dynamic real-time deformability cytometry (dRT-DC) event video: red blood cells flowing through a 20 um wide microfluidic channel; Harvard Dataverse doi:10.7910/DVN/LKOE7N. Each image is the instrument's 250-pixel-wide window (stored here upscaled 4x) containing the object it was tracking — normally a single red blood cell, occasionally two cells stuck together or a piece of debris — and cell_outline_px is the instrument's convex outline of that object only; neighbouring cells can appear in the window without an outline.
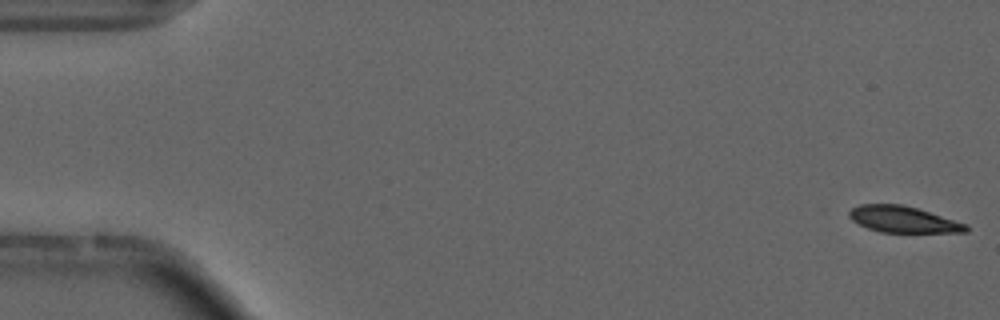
{"species": "common noctule bat (a hibernating species)", "species_latin": "Nyctalus noctula", "temperature_condition": "cold", "stored_images_in_passage": 19, "camera_frame_rate_fps": 3000, "um_per_image_px": 0.085, "animal": {"sex": "male", "forearm_length_mm": 52.5}, "frame": {"image": 1, "passage_image": 1, "time_ms": 0.0, "image_size_px": [1000, 320], "cell_outline_px": [[968, 232], [880, 232], [868, 228], [852, 220], [848, 216], [848, 212], [852, 208], [860, 204], [900, 204], [916, 208], [968, 224]], "centroid_in_image_um": [76.76, 18.65], "position_along_channel_um": 8.2, "area_um2": 17.74}}
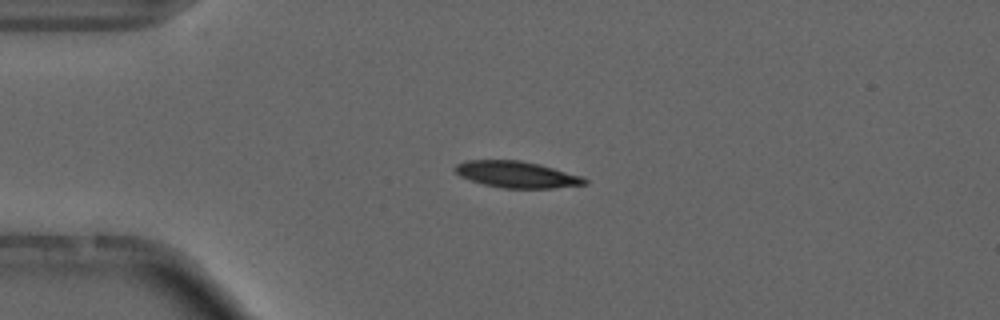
{"frame": {"image": 2, "passage_image": 13, "time_ms": 4.0, "image_size_px": [1000, 320], "cell_outline_px": [[588, 184], [552, 188], [504, 188], [484, 184], [460, 176], [452, 168], [456, 164], [468, 160], [520, 160], [540, 164], [580, 176], [588, 180]], "centroid_in_image_um": [43.91, 14.82], "position_along_channel_um": 41.1, "area_um2": 19.83}}